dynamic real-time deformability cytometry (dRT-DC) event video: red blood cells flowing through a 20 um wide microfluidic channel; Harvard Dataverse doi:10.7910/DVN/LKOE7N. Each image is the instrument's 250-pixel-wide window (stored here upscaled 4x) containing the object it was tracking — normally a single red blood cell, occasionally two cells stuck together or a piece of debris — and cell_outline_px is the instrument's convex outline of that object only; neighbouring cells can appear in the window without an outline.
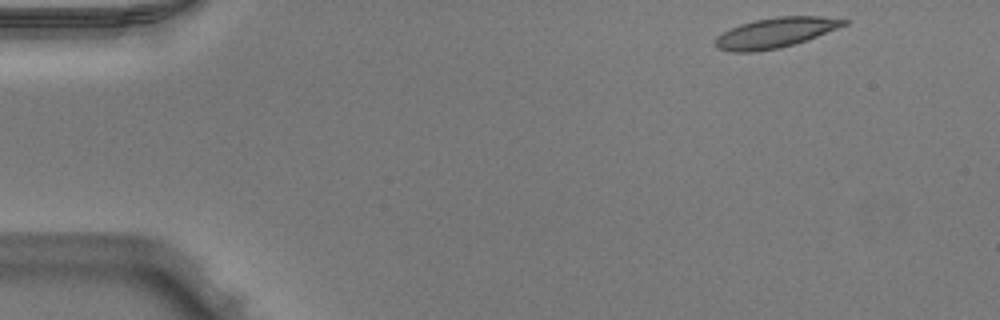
{"species": "Egyptian fruit bat (a non-hibernating species)", "species_latin": "Rousettus aegyptiacus", "temperature_condition": "warm", "stored_images_in_passage": 46, "camera_frame_rate_fps": 3000, "um_per_image_px": 0.085, "animal": {"sex": "male"}, "frame": {"image": 1, "passage_image": 1, "time_ms": 0.0, "image_size_px": [1000, 320], "cell_outline_px": [[848, 24], [816, 36], [780, 48], [756, 52], [732, 52], [716, 48], [716, 36], [740, 24], [756, 20], [776, 16], [820, 16], [848, 20]], "centroid_in_image_um": [65.89, 2.78], "position_along_channel_um": 19.1, "area_um2": 22.25}}
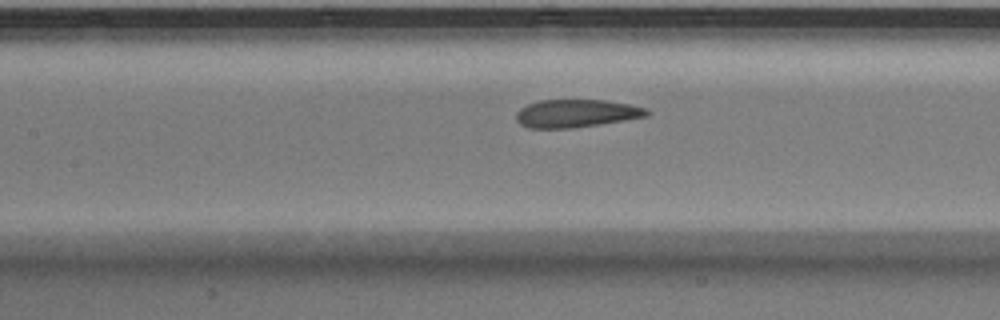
{"frame": {"image": 2, "passage_image": 19, "time_ms": 6.0, "image_size_px": [1000, 320], "cell_outline_px": [[648, 116], [624, 120], [572, 128], [528, 128], [520, 124], [516, 120], [516, 112], [520, 108], [528, 104], [540, 100], [608, 100], [632, 104], [648, 108]], "centroid_in_image_um": [48.98, 9.63], "position_along_channel_um": 158.4, "area_um2": 21.33}}
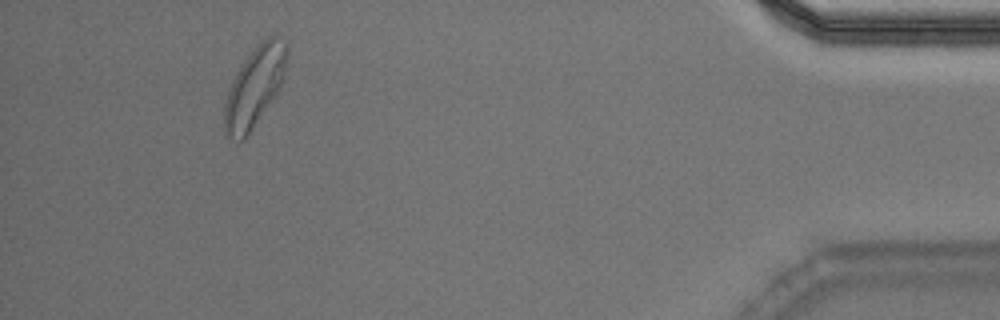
{"frame": {"image": 3, "passage_image": 43, "time_ms": 14.0, "image_size_px": [1000, 320], "cell_outline_px": [[288, 56], [280, 88], [244, 140], [240, 140], [224, 136], [224, 104], [228, 88], [236, 72], [244, 60], [260, 40], [268, 36], [276, 36], [288, 44]], "centroid_in_image_um": [21.63, 7.35], "position_along_channel_um": 413.6, "area_um2": 29.07}, "authors_computed_cell_mechanics": {"area_um2": 22.5131, "velocity_mm_per_s": 3.9513, "shape_relaxation_time_tau1_ms": null, "shape_relaxation_time_tau2_ms": 1.5188, "deformation_change_tau1": null, "deformation_change_tau2": 0.0707}}